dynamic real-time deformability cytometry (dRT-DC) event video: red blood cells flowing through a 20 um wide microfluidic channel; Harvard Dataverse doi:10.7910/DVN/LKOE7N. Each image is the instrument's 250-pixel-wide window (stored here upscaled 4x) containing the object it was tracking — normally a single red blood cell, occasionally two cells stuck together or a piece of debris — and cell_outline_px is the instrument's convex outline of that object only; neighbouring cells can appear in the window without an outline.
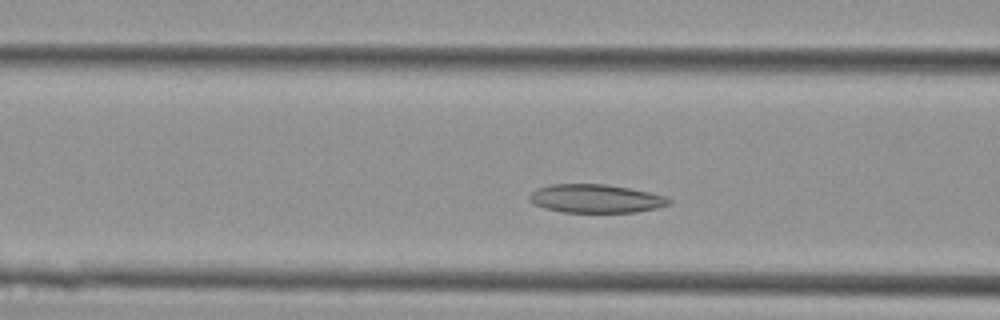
{"species": "Egyptian fruit bat (a non-hibernating species)", "species_latin": "Rousettus aegyptiacus", "temperature_condition": "cold", "stored_images_in_passage": 27, "camera_frame_rate_fps": 3000, "um_per_image_px": 0.085, "animal": {"sex": "female"}, "frame": {"image": 1, "passage_image": 8, "time_ms": 2.333, "image_size_px": [1000, 320], "cell_outline_px": [[672, 204], [656, 208], [636, 212], [560, 212], [544, 208], [532, 204], [528, 200], [528, 196], [536, 188], [552, 184], [608, 184], [668, 196], [672, 200]], "centroid_in_image_um": [50.63, 16.88], "position_along_channel_um": 116.0, "area_um2": 23.41}}
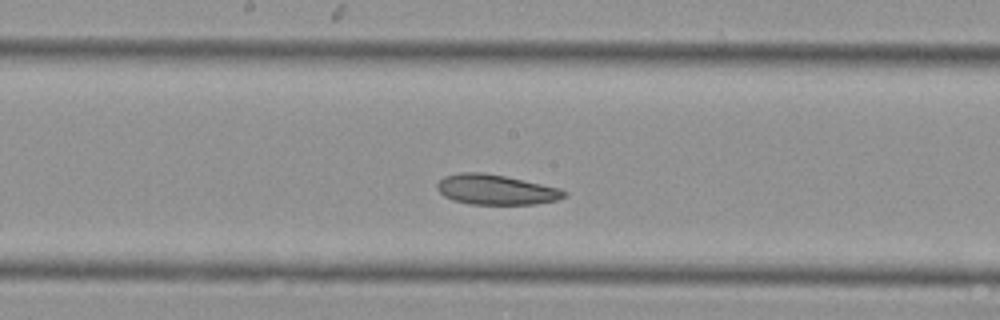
{"frame": {"image": 2, "passage_image": 14, "time_ms": 4.333, "image_size_px": [1000, 320], "cell_outline_px": [[568, 192], [564, 196], [556, 200], [532, 204], [468, 204], [452, 200], [444, 196], [436, 188], [436, 184], [444, 176], [460, 172], [480, 172], [504, 176], [560, 188]], "centroid_in_image_um": [42.1, 16.12], "position_along_channel_um": 206.1, "area_um2": 22.14}}
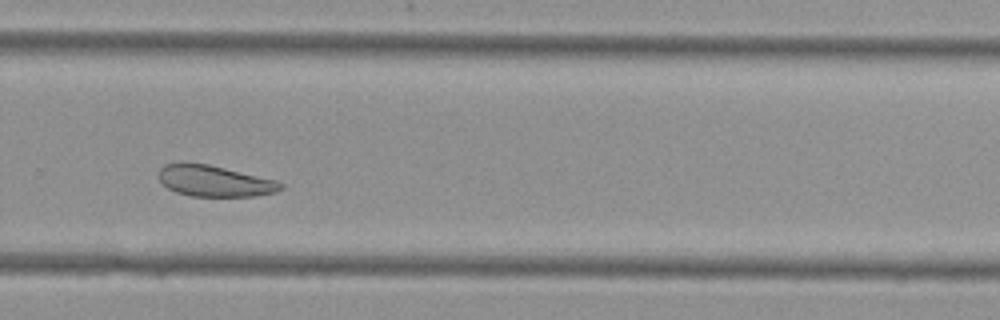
{"frame": {"image": 3, "passage_image": 21, "time_ms": 6.667, "image_size_px": [1000, 320], "cell_outline_px": [[284, 188], [276, 192], [256, 196], [192, 196], [176, 192], [168, 188], [156, 176], [160, 168], [164, 164], [180, 160], [208, 164], [276, 180], [284, 184]], "centroid_in_image_um": [18.18, 15.36], "position_along_channel_um": 311.6, "area_um2": 22.54}}